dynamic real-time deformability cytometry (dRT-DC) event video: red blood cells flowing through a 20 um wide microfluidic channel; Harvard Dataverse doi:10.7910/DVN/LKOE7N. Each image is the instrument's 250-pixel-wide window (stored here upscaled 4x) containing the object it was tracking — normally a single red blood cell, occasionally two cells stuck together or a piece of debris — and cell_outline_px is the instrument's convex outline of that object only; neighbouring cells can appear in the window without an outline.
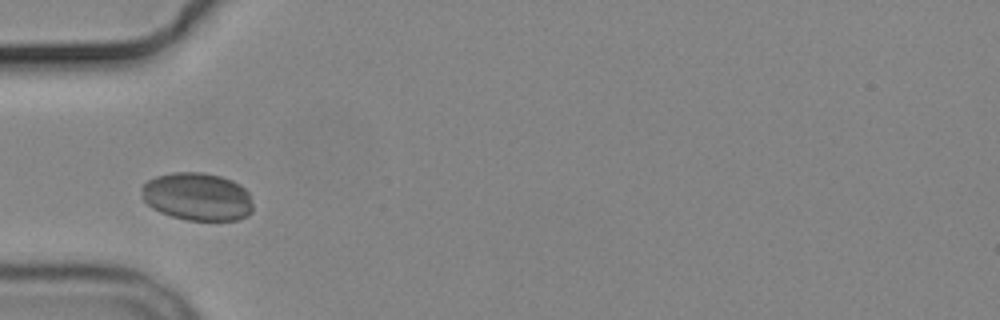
{"species": "common noctule bat (a hibernating species)", "species_latin": "Nyctalus noctula", "temperature_condition": "cold", "stored_images_in_passage": 6, "camera_frame_rate_fps": 3000, "um_per_image_px": 0.085, "animal": {"sex": "male", "body_mass_g": 19.2, "forearm_length_mm": 51.8}, "frame": {"image": 1, "passage_image": 3, "time_ms": 2.333, "image_size_px": [1000, 320], "cell_outline_px": [[252, 212], [248, 216], [236, 220], [188, 220], [172, 216], [160, 212], [152, 208], [144, 200], [140, 188], [148, 180], [156, 176], [172, 172], [204, 172], [220, 176], [232, 180], [240, 184], [248, 192], [252, 204]], "centroid_in_image_um": [16.77, 16.71], "position_along_channel_um": 68.2, "area_um2": 31.21}}
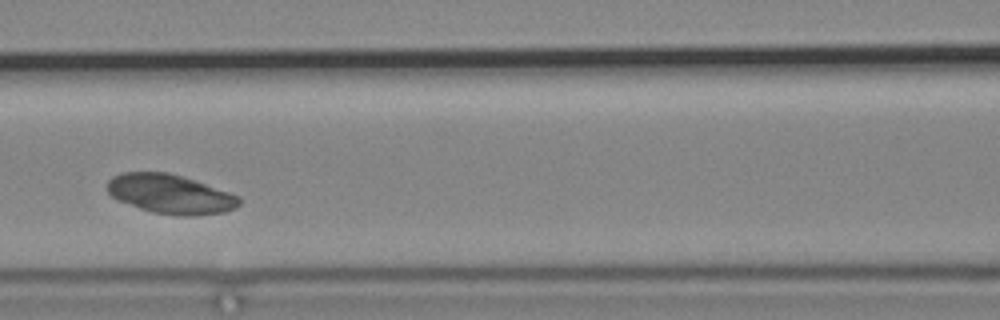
{"frame": {"image": 2, "passage_image": 5, "time_ms": 4.667, "image_size_px": [1000, 320], "cell_outline_px": [[240, 204], [236, 208], [224, 212], [192, 216], [176, 216], [152, 212], [116, 200], [108, 192], [108, 180], [112, 176], [120, 172], [168, 172], [240, 196]], "centroid_in_image_um": [14.45, 16.5], "position_along_channel_um": 152.1, "area_um2": 30.06}}
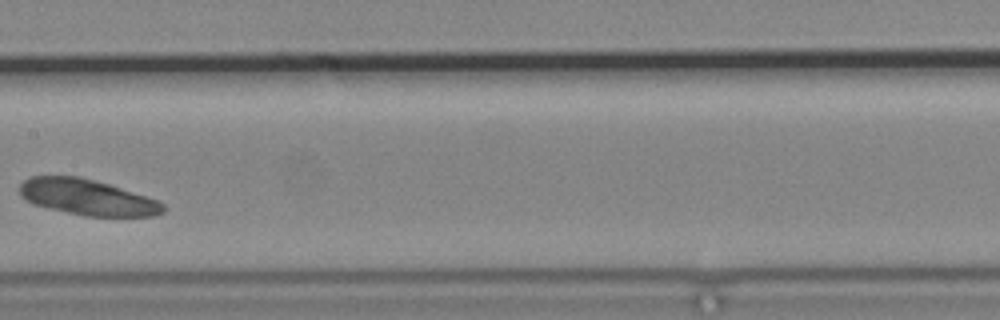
{"frame": {"image": 3, "passage_image": 6, "time_ms": 6.0, "image_size_px": [1000, 320], "cell_outline_px": [[164, 212], [152, 216], [84, 216], [48, 208], [32, 204], [20, 196], [20, 184], [28, 176], [80, 176], [108, 184], [160, 200], [164, 204]], "centroid_in_image_um": [7.41, 16.76], "position_along_channel_um": 200.0, "area_um2": 30.06}}